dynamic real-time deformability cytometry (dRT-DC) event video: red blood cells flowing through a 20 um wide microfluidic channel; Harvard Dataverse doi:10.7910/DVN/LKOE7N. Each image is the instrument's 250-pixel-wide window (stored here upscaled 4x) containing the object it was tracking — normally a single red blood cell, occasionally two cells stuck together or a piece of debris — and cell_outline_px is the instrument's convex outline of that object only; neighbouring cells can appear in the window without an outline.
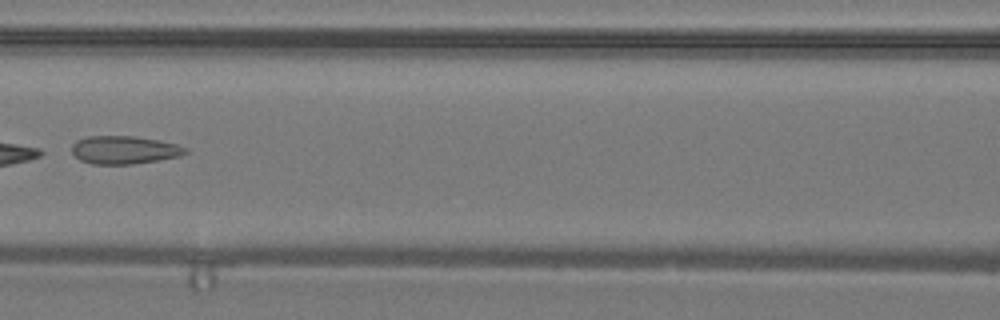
{"species": "common noctule bat (a hibernating species)", "species_latin": "Nyctalus noctula", "temperature_condition": "warm", "stored_images_in_passage": 29, "camera_frame_rate_fps": 3000, "um_per_image_px": 0.085, "animal": {"sex": "male", "body_mass_g": 19.2, "forearm_length_mm": 51.8}, "frame": {"image": 1, "passage_image": 9, "time_ms": 2.667, "image_size_px": [1000, 320], "cell_outline_px": [[188, 152], [180, 156], [132, 164], [92, 164], [80, 160], [72, 152], [72, 144], [76, 140], [88, 136], [136, 136], [160, 140], [176, 144], [188, 148]], "centroid_in_image_um": [10.56, 12.73], "position_along_channel_um": 156.0, "area_um2": 18.61}}
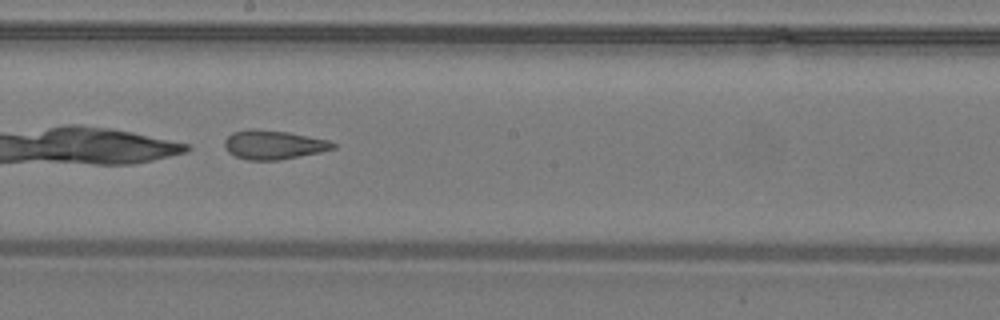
{"frame": {"image": 2, "passage_image": 13, "time_ms": 4.0, "image_size_px": [1000, 320], "cell_outline_px": [[336, 148], [320, 152], [300, 156], [276, 160], [248, 160], [236, 156], [228, 152], [224, 144], [224, 140], [232, 132], [248, 128], [256, 128], [288, 132], [328, 140], [336, 144]], "centroid_in_image_um": [23.23, 12.29], "position_along_channel_um": 225.0, "area_um2": 18.38}}